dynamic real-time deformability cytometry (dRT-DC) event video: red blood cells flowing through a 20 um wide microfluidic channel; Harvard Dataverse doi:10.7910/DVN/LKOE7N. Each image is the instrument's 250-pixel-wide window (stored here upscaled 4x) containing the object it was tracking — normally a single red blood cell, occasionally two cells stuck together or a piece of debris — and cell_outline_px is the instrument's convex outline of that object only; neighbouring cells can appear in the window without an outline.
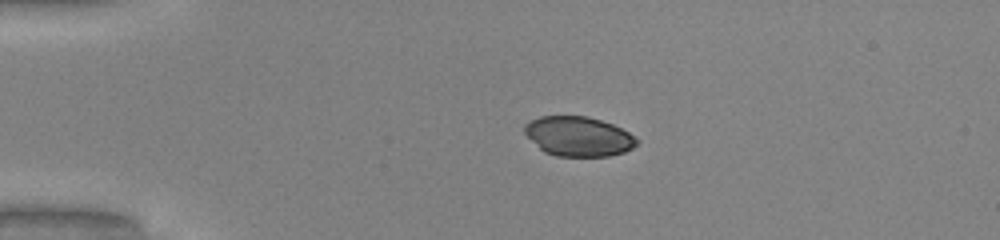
{"species": "common noctule bat (a hibernating species)", "species_latin": "Nyctalus noctula", "temperature_condition": "warm", "stored_images_in_passage": 7, "camera_frame_rate_fps": 3000, "um_per_image_px": 0.085, "animal": {"sex": "male", "body_mass_g": 20.0, "forearm_length_mm": 53.3}, "frame": {"image": 1, "passage_image": 1, "time_ms": 0.0, "image_size_px": [1000, 240], "cell_outline_px": [[640, 140], [632, 148], [624, 152], [608, 156], [556, 156], [544, 152], [524, 132], [524, 124], [540, 116], [588, 116], [612, 124], [628, 132]], "centroid_in_image_um": [49.17, 11.59], "position_along_channel_um": 35.8, "area_um2": 25.78}}